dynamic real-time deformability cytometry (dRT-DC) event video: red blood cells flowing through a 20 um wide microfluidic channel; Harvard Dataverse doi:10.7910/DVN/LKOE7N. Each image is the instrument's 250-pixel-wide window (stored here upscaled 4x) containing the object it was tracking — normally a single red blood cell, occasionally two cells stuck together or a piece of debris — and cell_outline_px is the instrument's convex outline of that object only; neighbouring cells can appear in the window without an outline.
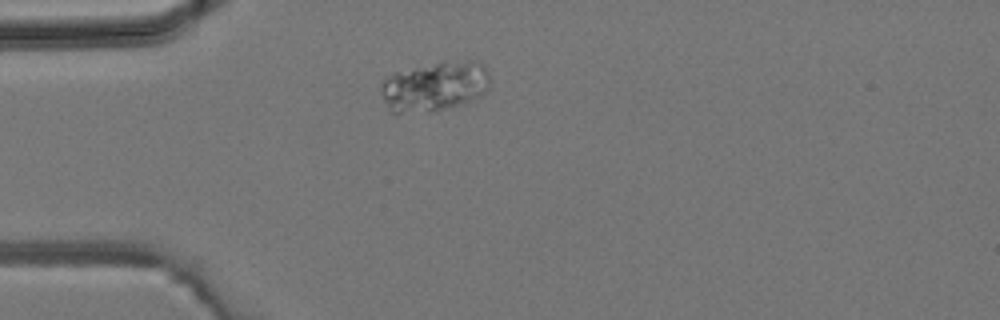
{"species": "common noctule bat (a hibernating species)", "species_latin": "Nyctalus noctula", "temperature_condition": "room temperature", "stored_images_in_passage": 34, "camera_frame_rate_fps": 3000, "um_per_image_px": 0.085, "animal": {"sex": "male", "body_mass_g": 19.2, "forearm_length_mm": 51.8}, "frame": {"image": 1, "passage_image": 1, "time_ms": 0.0, "image_size_px": [1000, 320], "cell_outline_px": [[488, 88], [480, 96], [460, 104], [428, 112], [392, 112], [388, 108], [380, 92], [380, 84], [384, 76], [392, 72], [444, 60], [476, 60], [484, 64], [488, 72]], "centroid_in_image_um": [36.91, 7.29], "position_along_channel_um": 48.1, "area_um2": 32.02}}
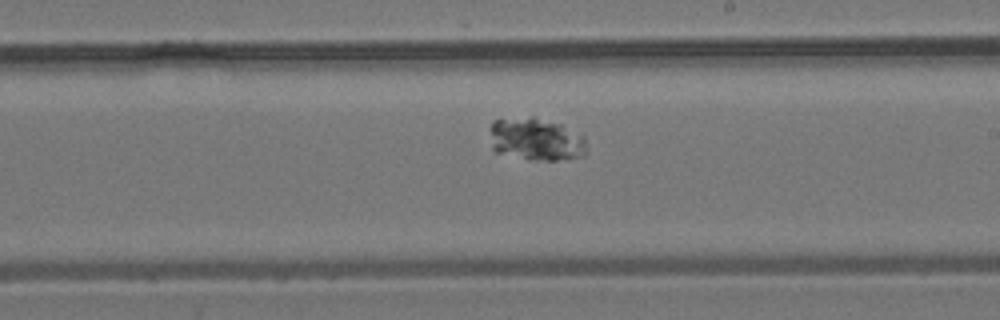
{"frame": {"image": 2, "passage_image": 15, "time_ms": 4.667, "image_size_px": [1000, 320], "cell_outline_px": [[588, 152], [584, 156], [556, 160], [532, 160], [492, 152], [488, 128], [492, 120], [532, 116], [560, 124], [584, 136]], "centroid_in_image_um": [45.51, 11.84], "position_along_channel_um": 243.5, "area_um2": 24.62}}
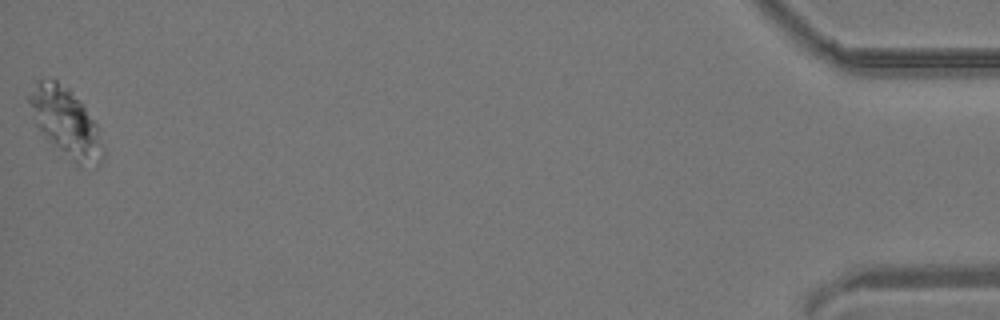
{"frame": {"image": 3, "passage_image": 34, "time_ms": 11.0, "image_size_px": [1000, 320], "cell_outline_px": [[104, 160], [96, 168], [80, 168], [44, 136], [40, 132], [36, 124], [28, 100], [28, 96], [36, 84], [40, 80], [56, 80], [68, 88], [84, 108], [96, 124], [104, 148]], "centroid_in_image_um": [5.64, 10.5], "position_along_channel_um": 429.6, "area_um2": 29.13}}